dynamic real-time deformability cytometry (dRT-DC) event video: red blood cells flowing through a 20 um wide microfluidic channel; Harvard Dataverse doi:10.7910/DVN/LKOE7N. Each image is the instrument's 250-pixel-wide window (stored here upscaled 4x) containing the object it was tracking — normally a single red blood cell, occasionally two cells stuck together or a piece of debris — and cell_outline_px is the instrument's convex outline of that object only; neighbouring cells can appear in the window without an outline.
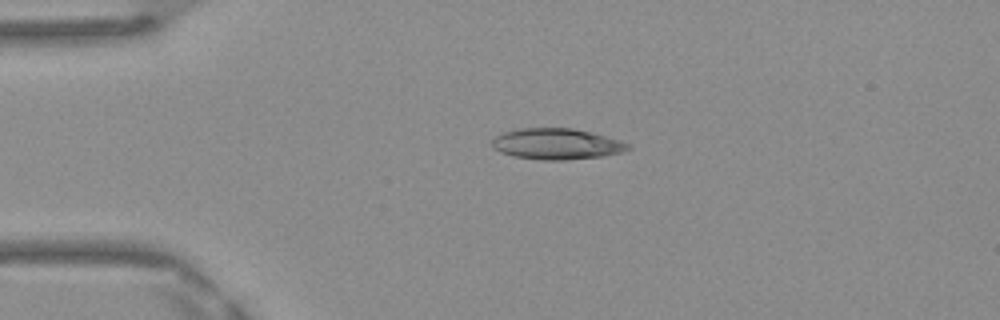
{"species": "Egyptian fruit bat (a non-hibernating species)", "species_latin": "Rousettus aegyptiacus", "temperature_condition": "warm", "stored_images_in_passage": 47, "camera_frame_rate_fps": 3000, "um_per_image_px": 0.085, "frame": {"image": 1, "passage_image": 10, "time_ms": 3.0, "image_size_px": [1000, 320], "cell_outline_px": [[632, 148], [620, 152], [600, 156], [564, 160], [544, 160], [512, 156], [500, 152], [492, 148], [492, 140], [496, 136], [504, 132], [520, 128], [572, 128], [620, 140], [628, 144]], "centroid_in_image_um": [47.26, 12.24], "position_along_channel_um": 37.7, "area_um2": 24.28}}
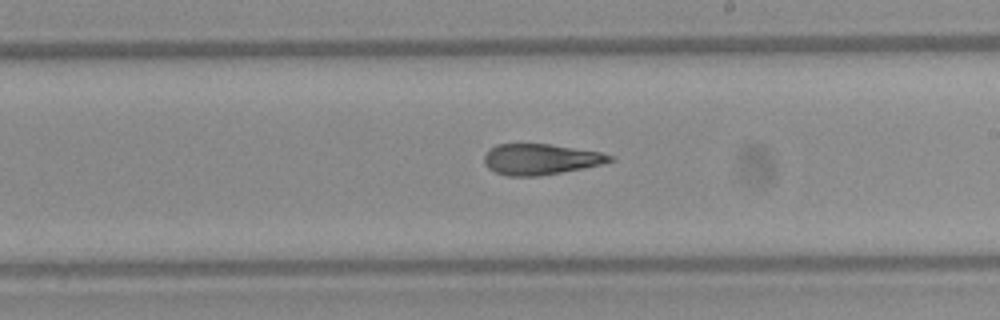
{"frame": {"image": 2, "passage_image": 27, "time_ms": 8.667, "image_size_px": [1000, 320], "cell_outline_px": [[616, 160], [584, 168], [536, 176], [508, 176], [496, 172], [488, 168], [484, 164], [484, 156], [496, 144], [552, 144], [600, 152], [616, 156]], "centroid_in_image_um": [45.98, 13.53], "position_along_channel_um": 243.0, "area_um2": 22.48}}
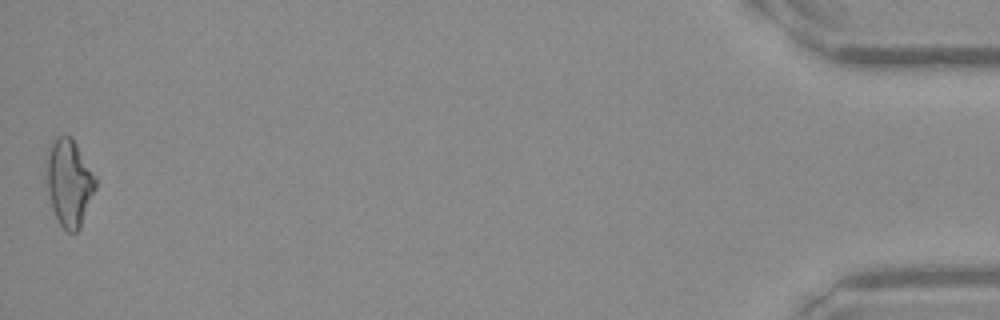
{"frame": {"image": 3, "passage_image": 47, "time_ms": 15.333, "image_size_px": [1000, 320], "cell_outline_px": [[96, 188], [80, 228], [76, 232], [68, 232], [60, 224], [52, 208], [48, 192], [44, 164], [48, 144], [56, 136], [72, 136], [96, 176]], "centroid_in_image_um": [5.85, 15.46], "position_along_channel_um": 429.4, "area_um2": 25.37}, "authors_computed_cell_mechanics": {"area_um2": 23.6402, "velocity_mm_per_s": 4.2017, "shape_relaxation_time_tau1_ms": null, "shape_relaxation_time_tau2_ms": 2.3837, "deformation_change_tau1": null, "deformation_change_tau2": 0.1165}}